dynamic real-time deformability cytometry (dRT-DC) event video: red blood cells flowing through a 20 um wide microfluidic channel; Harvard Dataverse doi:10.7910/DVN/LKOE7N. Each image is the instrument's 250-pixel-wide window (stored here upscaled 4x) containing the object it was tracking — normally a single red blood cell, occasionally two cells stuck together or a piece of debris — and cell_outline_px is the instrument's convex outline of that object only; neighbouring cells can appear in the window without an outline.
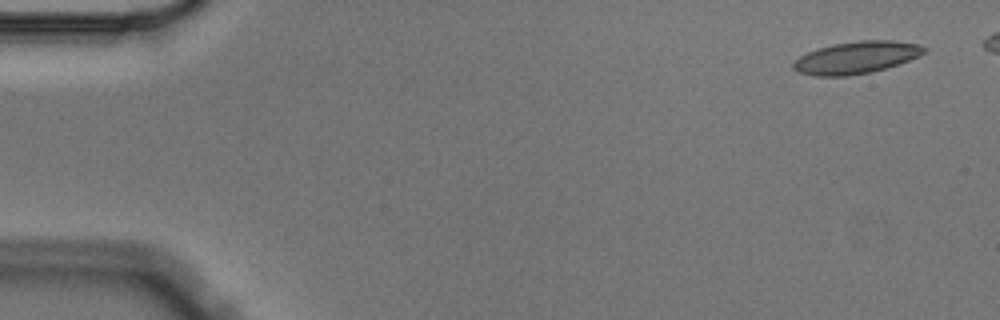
{"species": "Egyptian fruit bat (a non-hibernating species)", "species_latin": "Rousettus aegyptiacus", "temperature_condition": "cold", "stored_images_in_passage": 6, "camera_frame_rate_fps": 3000, "um_per_image_px": 0.085, "animal": {"sex": "male"}, "frame": {"image": 1, "passage_image": 6, "time_ms": 1.667, "image_size_px": [1000, 320], "cell_outline_px": [[928, 52], [908, 60], [872, 72], [848, 76], [812, 76], [796, 72], [792, 68], [792, 64], [800, 56], [816, 48], [832, 44], [856, 40], [896, 40], [920, 44], [928, 48]], "centroid_in_image_um": [72.78, 4.88], "position_along_channel_um": 12.2, "area_um2": 24.85}}